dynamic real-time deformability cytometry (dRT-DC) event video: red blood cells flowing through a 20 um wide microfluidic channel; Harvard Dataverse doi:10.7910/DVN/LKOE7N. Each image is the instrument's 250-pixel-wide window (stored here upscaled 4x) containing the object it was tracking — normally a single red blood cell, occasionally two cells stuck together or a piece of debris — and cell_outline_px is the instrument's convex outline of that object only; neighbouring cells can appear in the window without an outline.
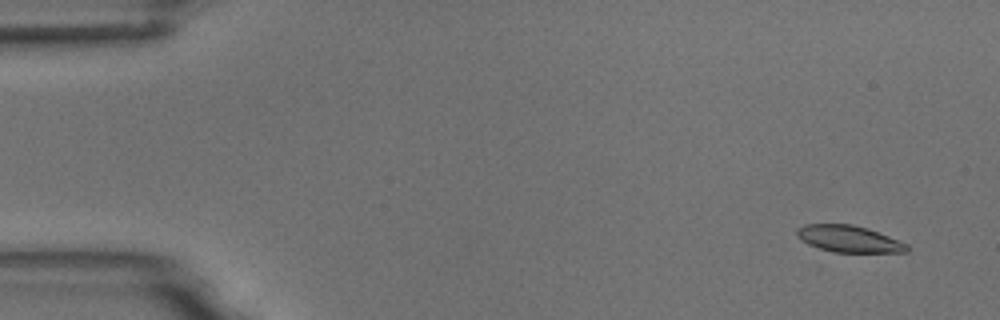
{"species": "common noctule bat (a hibernating species)", "species_latin": "Nyctalus noctula", "temperature_condition": "room temperature", "stored_images_in_passage": 4, "camera_frame_rate_fps": 3000, "um_per_image_px": 0.085, "animal": {"sex": "male", "body_mass_g": 18.8}, "frame": {"image": 1, "passage_image": 1, "time_ms": 0.0, "image_size_px": [1000, 320], "cell_outline_px": [[912, 248], [908, 252], [832, 252], [808, 244], [800, 240], [796, 236], [796, 228], [804, 224], [852, 224], [868, 228], [908, 244]], "centroid_in_image_um": [72.15, 20.3], "position_along_channel_um": 12.9, "area_um2": 17.28}}
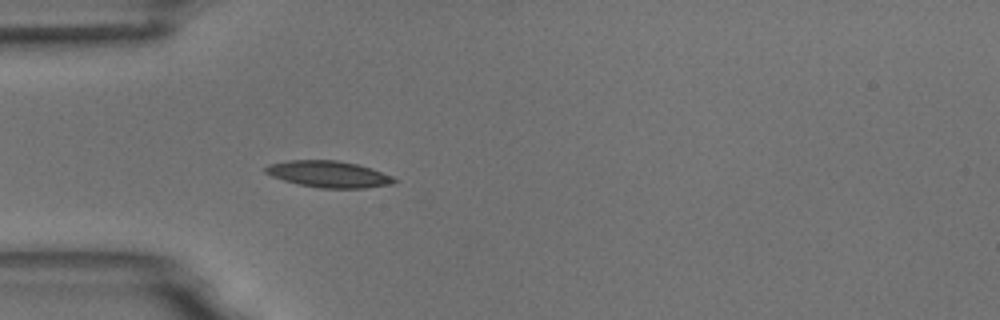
{"frame": {"image": 2, "passage_image": 4, "time_ms": 4.333, "image_size_px": [1000, 320], "cell_outline_px": [[396, 180], [392, 184], [364, 188], [320, 188], [300, 184], [284, 180], [272, 176], [264, 172], [264, 168], [268, 164], [288, 160], [336, 160], [356, 164], [392, 176]], "centroid_in_image_um": [27.88, 14.8], "position_along_channel_um": 57.1, "area_um2": 19.59}}